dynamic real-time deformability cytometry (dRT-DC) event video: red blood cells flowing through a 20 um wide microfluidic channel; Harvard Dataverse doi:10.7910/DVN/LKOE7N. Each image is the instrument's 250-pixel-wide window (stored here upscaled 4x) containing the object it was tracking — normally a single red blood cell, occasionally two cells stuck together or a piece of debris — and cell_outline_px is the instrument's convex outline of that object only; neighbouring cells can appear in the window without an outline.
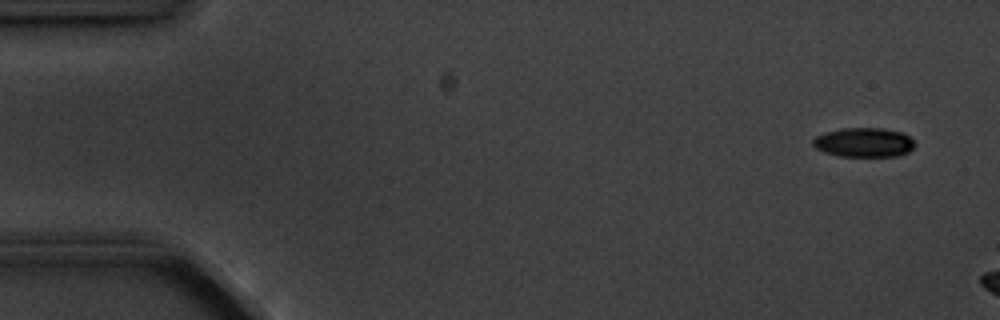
{"species": "common noctule bat (a hibernating species)", "species_latin": "Nyctalus noctula", "temperature_condition": "cold", "stored_images_in_passage": 3, "camera_frame_rate_fps": 3000, "um_per_image_px": 0.085, "animal": {"sex": "male", "body_mass_g": 20.1, "forearm_length_mm": 53.5}, "frame": {"image": 1, "passage_image": 1, "time_ms": 0.0, "image_size_px": [1000, 320], "cell_outline_px": [[916, 144], [908, 152], [896, 156], [840, 156], [824, 152], [816, 148], [812, 144], [812, 140], [816, 136], [824, 132], [840, 128], [884, 128], [900, 132], [908, 136]], "centroid_in_image_um": [73.4, 12.1], "position_along_channel_um": 11.6, "area_um2": 17.4}}